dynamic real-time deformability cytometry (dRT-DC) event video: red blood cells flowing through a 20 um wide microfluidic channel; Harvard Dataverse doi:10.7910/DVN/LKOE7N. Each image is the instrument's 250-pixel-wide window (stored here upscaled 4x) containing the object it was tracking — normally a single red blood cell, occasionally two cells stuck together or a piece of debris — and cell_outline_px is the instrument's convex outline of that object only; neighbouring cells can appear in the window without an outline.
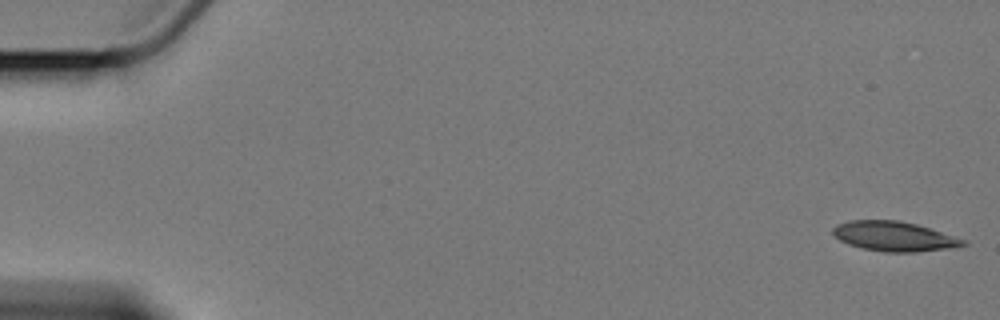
{"species": "Egyptian fruit bat (a non-hibernating species)", "species_latin": "Rousettus aegyptiacus", "temperature_condition": "cold", "stored_images_in_passage": 6, "camera_frame_rate_fps": 3000, "um_per_image_px": 0.085, "animal": {"sex": "female"}, "frame": {"image": 1, "passage_image": 1, "time_ms": 0.0, "image_size_px": [1000, 320], "cell_outline_px": [[968, 244], [952, 248], [916, 252], [884, 252], [860, 248], [848, 244], [840, 240], [832, 232], [832, 228], [836, 224], [848, 220], [896, 220], [916, 224], [968, 240]], "centroid_in_image_um": [76.01, 20.09], "position_along_channel_um": 9.0, "area_um2": 22.72}}
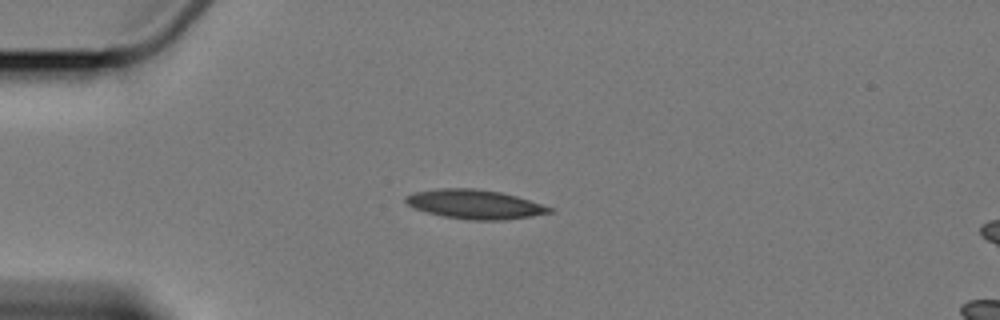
{"frame": {"image": 2, "passage_image": 5, "time_ms": 4.667, "image_size_px": [1000, 320], "cell_outline_px": [[556, 212], [532, 216], [504, 220], [468, 220], [444, 216], [412, 208], [404, 200], [404, 196], [412, 192], [440, 188], [476, 188], [500, 192], [516, 196], [556, 208]], "centroid_in_image_um": [40.38, 17.36], "position_along_channel_um": 44.6, "area_um2": 24.74}}